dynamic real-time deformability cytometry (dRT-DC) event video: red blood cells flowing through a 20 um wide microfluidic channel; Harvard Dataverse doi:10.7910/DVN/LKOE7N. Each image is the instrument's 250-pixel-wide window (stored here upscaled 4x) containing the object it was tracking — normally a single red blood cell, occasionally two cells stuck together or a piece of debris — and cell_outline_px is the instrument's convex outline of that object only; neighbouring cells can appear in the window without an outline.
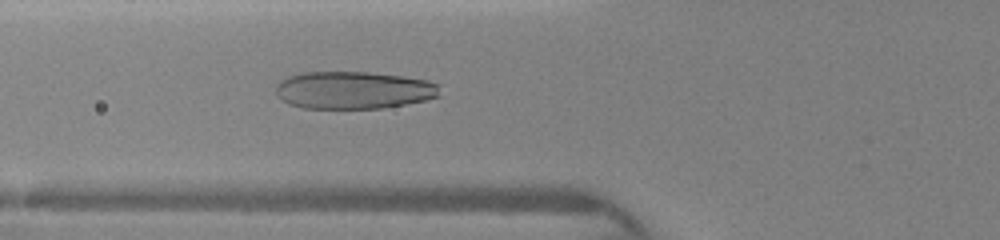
{"species": "human", "species_latin": "Homo sapiens", "temperature_condition": "warm", "stored_images_in_passage": 7, "camera_frame_rate_fps": 3000, "um_per_image_px": 0.085, "donor": {"sex": "female"}, "frame": {"image": 1, "passage_image": 7, "time_ms": 5.667, "image_size_px": [1000, 240], "cell_outline_px": [[440, 96], [424, 100], [384, 108], [304, 108], [288, 104], [276, 96], [276, 84], [280, 80], [288, 76], [304, 72], [368, 72], [400, 76], [428, 80], [440, 84]], "centroid_in_image_um": [30.04, 7.66], "position_along_channel_um": 95.8, "area_um2": 36.01}}